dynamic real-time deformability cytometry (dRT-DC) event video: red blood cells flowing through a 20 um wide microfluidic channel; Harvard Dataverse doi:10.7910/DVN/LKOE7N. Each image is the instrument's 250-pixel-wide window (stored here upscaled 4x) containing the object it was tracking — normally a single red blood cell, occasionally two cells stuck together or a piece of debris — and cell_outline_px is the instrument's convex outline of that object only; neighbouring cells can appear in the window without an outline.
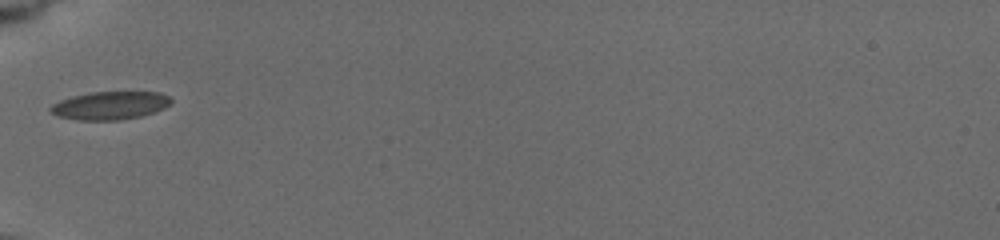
{"species": "common noctule bat (a hibernating species)", "species_latin": "Nyctalus noctula", "temperature_condition": "cold", "stored_images_in_passage": 52, "camera_frame_rate_fps": 3000, "um_per_image_px": 0.085, "animal": {"sex": "female", "body_mass_g": 19.5, "forearm_length_mm": 54.1}, "frame": {"image": 1, "passage_image": 1, "time_ms": 0.0, "image_size_px": [1000, 240], "cell_outline_px": [[172, 104], [156, 112], [140, 116], [120, 120], [76, 120], [56, 116], [48, 108], [52, 104], [60, 100], [72, 96], [92, 92], [160, 92], [168, 96], [172, 100]], "centroid_in_image_um": [9.36, 8.97], "position_along_channel_um": 75.6, "area_um2": 19.88}}
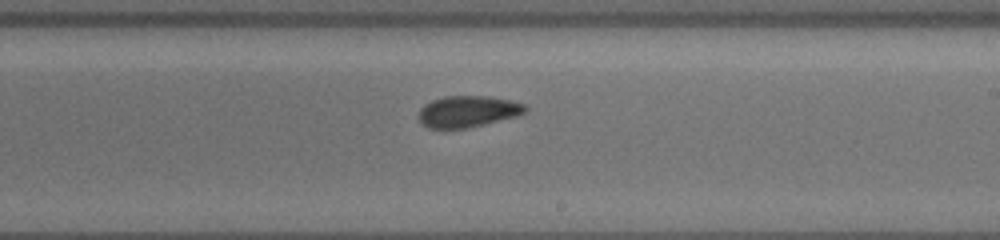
{"frame": {"image": 2, "passage_image": 23, "time_ms": 4.667, "image_size_px": [1000, 240], "cell_outline_px": [[528, 108], [520, 116], [484, 124], [464, 128], [428, 128], [416, 116], [420, 108], [424, 104], [432, 100], [444, 96], [488, 96], [508, 100], [524, 104]], "centroid_in_image_um": [39.75, 9.47], "position_along_channel_um": 249.3, "area_um2": 19.54}}
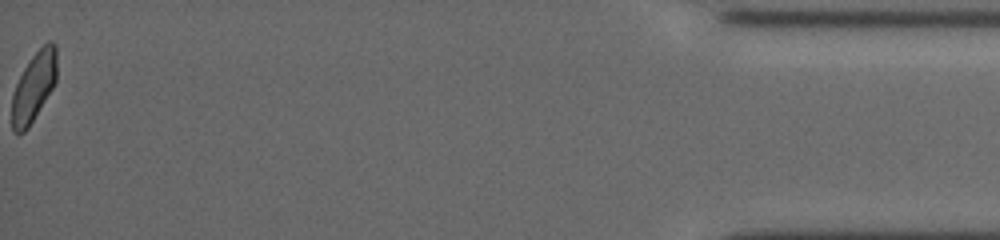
{"frame": {"image": 3, "passage_image": 52, "time_ms": 11.667, "image_size_px": [1000, 240], "cell_outline_px": [[56, 80], [52, 88], [28, 128], [24, 132], [12, 132], [12, 92], [24, 68], [32, 56], [48, 40], [52, 40], [56, 44]], "centroid_in_image_um": [2.87, 7.35], "position_along_channel_um": 432.3, "area_um2": 17.92}, "authors_computed_cell_mechanics": {"area_um2": 19.4497, "velocity_mm_per_s": 3.746, "shape_relaxation_time_tau1_ms": 4.9287, "shape_relaxation_time_tau2_ms": 3.0521, "deformation_change_tau1": 0.1021, "deformation_change_tau2": 0.0762}}